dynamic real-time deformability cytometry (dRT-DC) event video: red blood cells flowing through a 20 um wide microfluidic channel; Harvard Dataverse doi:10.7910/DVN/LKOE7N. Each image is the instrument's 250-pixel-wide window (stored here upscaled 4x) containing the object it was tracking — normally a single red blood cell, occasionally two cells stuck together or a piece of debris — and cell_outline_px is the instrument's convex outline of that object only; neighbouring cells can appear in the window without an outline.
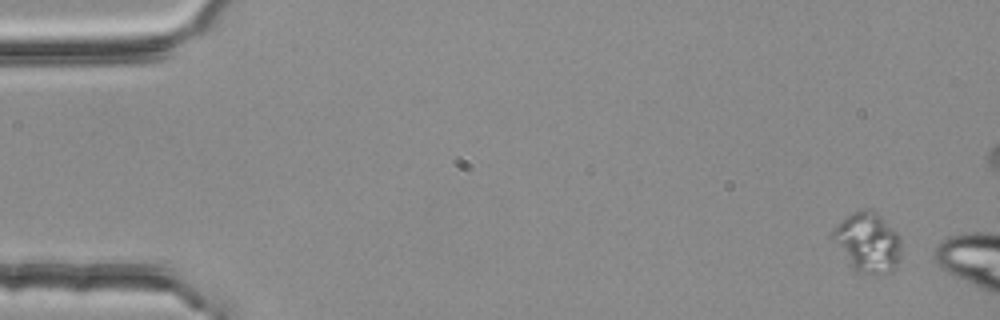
{"species": "common noctule bat (a hibernating species)", "species_latin": "Nyctalus noctula", "temperature_condition": "room temperature", "stored_images_in_passage": 4, "camera_frame_rate_fps": 3000, "um_per_image_px": 0.085, "animal": {"sex": "female", "body_mass_g": 25.1}, "frame": {"image": 1, "passage_image": 1, "time_ms": 0.0, "image_size_px": [1000, 320], "cell_outline_px": [[900, 256], [896, 268], [888, 272], [872, 276], [856, 272], [832, 236], [832, 232], [836, 224], [840, 220], [864, 208], [876, 212], [896, 232], [900, 240]], "centroid_in_image_um": [73.78, 20.62], "position_along_channel_um": 11.2, "area_um2": 23.35}}